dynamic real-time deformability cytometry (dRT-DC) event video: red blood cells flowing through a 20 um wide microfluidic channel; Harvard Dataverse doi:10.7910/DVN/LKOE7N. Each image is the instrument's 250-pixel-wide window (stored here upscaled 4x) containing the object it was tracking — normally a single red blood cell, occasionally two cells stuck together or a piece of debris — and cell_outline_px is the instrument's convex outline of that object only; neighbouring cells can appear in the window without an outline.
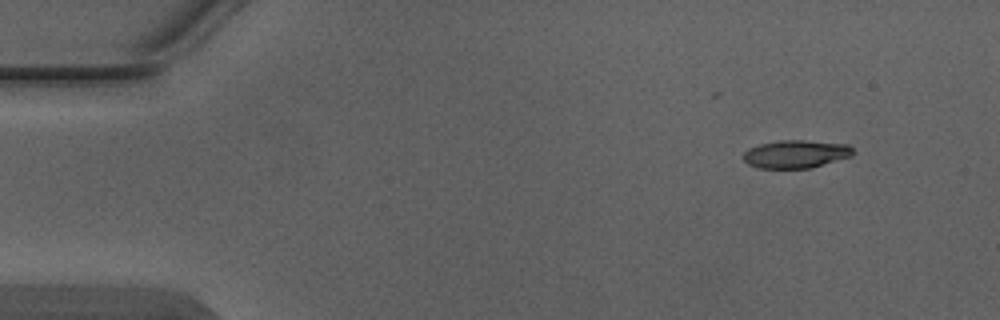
{"species": "Egyptian fruit bat (a non-hibernating species)", "species_latin": "Rousettus aegyptiacus", "temperature_condition": "warm", "stored_images_in_passage": 3, "camera_frame_rate_fps": 3000, "um_per_image_px": 0.085, "animal": {"sex": "male"}, "frame": {"image": 1, "passage_image": 1, "time_ms": 0.0, "image_size_px": [1000, 320], "cell_outline_px": [[852, 156], [812, 168], [760, 168], [748, 164], [744, 160], [744, 152], [748, 148], [760, 144], [780, 140], [804, 140], [848, 144], [852, 148]], "centroid_in_image_um": [67.65, 13.09], "position_along_channel_um": 17.3, "area_um2": 17.86}}